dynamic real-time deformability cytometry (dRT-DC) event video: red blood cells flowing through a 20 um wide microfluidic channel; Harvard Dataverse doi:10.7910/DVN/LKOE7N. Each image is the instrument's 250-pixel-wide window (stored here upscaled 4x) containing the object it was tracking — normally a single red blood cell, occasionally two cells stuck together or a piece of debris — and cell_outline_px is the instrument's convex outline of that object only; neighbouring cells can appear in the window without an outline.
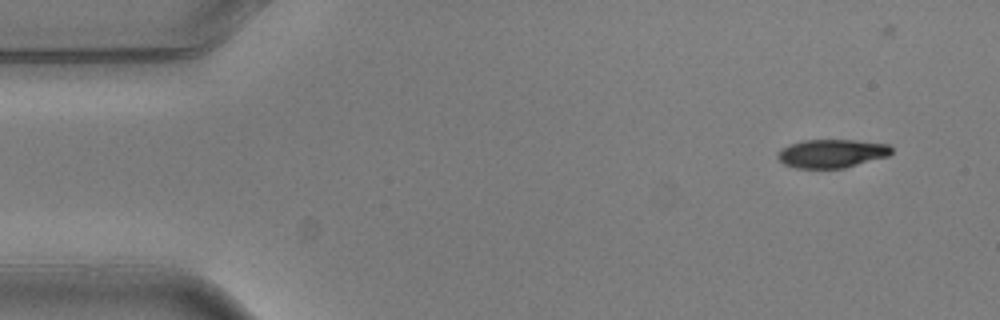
{"species": "common noctule bat (a hibernating species)", "species_latin": "Nyctalus noctula", "temperature_condition": "warm", "stored_images_in_passage": 4, "camera_frame_rate_fps": 3000, "um_per_image_px": 0.085, "animal": {"sex": "male", "body_mass_g": 20.5, "forearm_length_mm": 52.5}, "frame": {"image": 1, "passage_image": 1, "time_ms": 0.0, "image_size_px": [1000, 320], "cell_outline_px": [[892, 152], [888, 156], [844, 168], [796, 168], [784, 164], [776, 156], [776, 152], [780, 148], [788, 144], [804, 140], [856, 140], [888, 144], [892, 148]], "centroid_in_image_um": [70.66, 13.04], "position_along_channel_um": 14.3, "area_um2": 19.02}}
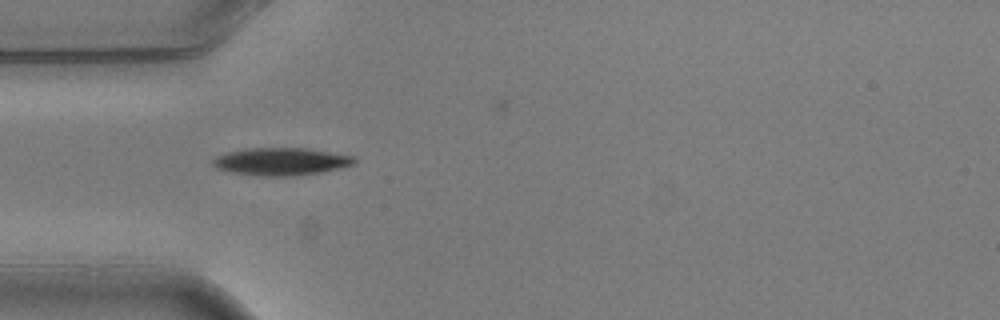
{"frame": {"image": 2, "passage_image": 4, "time_ms": 1.0, "image_size_px": [1000, 320], "cell_outline_px": [[356, 164], [324, 172], [296, 176], [260, 176], [232, 172], [216, 168], [212, 164], [212, 160], [216, 156], [228, 152], [248, 148], [304, 148], [352, 156], [356, 160]], "centroid_in_image_um": [23.89, 13.74], "position_along_channel_um": 61.1, "area_um2": 22.72}}